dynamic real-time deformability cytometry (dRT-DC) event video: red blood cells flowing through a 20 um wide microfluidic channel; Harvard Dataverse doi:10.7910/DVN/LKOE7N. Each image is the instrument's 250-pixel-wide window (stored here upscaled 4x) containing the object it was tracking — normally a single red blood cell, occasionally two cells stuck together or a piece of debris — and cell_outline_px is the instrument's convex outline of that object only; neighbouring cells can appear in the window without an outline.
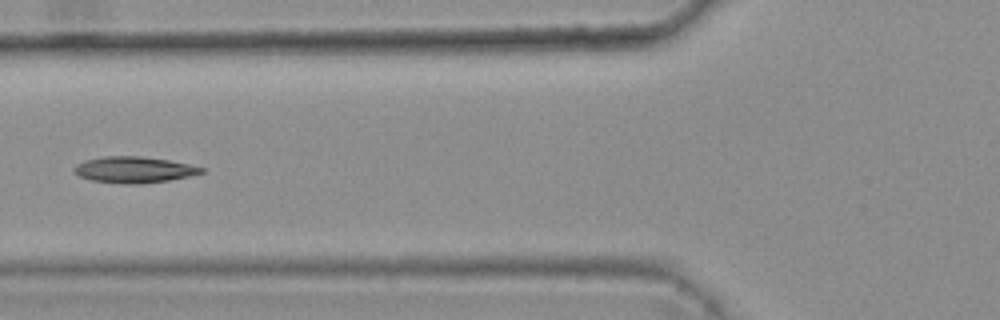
{"species": "common noctule bat (a hibernating species)", "species_latin": "Nyctalus noctula", "temperature_condition": "warm", "stored_images_in_passage": 4, "camera_frame_rate_fps": 3000, "um_per_image_px": 0.085, "animal": {"sex": "female", "body_mass_g": 25.1}, "frame": {"image": 1, "passage_image": 3, "time_ms": 0.667, "image_size_px": [1000, 320], "cell_outline_px": [[204, 172], [188, 176], [168, 180], [140, 184], [128, 184], [92, 180], [80, 176], [72, 168], [76, 164], [84, 160], [104, 156], [140, 156], [168, 160], [188, 164], [204, 168]], "centroid_in_image_um": [11.36, 14.42], "position_along_channel_um": 114.4, "area_um2": 19.19}}
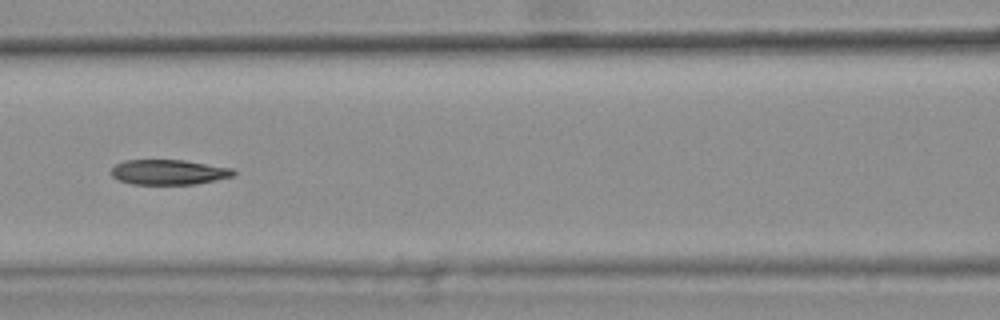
{"frame": {"image": 2, "passage_image": 4, "time_ms": 1.0, "image_size_px": [1000, 320], "cell_outline_px": [[236, 172], [232, 176], [216, 180], [196, 184], [132, 184], [120, 180], [112, 176], [112, 168], [116, 164], [124, 160], [184, 160], [232, 168]], "centroid_in_image_um": [14.35, 14.63], "position_along_channel_um": 152.3, "area_um2": 17.74}}